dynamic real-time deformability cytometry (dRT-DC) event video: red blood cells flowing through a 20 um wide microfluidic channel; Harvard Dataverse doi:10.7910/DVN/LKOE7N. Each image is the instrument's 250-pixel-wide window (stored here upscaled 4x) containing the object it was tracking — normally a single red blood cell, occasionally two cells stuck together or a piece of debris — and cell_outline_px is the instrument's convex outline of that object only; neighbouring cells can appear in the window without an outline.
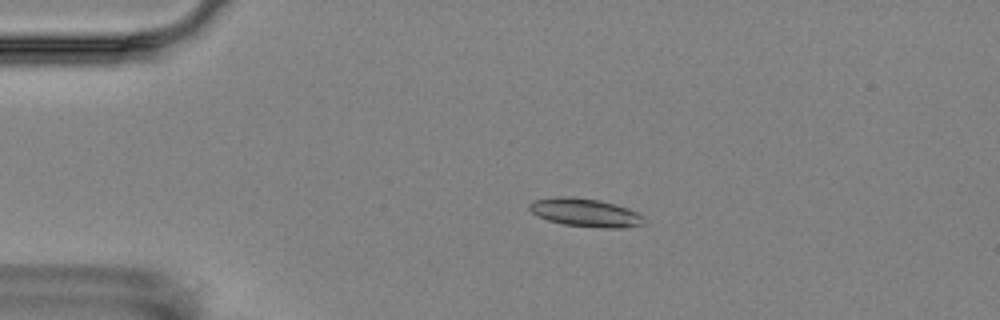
{"species": "Egyptian fruit bat (a non-hibernating species)", "species_latin": "Rousettus aegyptiacus", "temperature_condition": "room temperature", "stored_images_in_passage": 8, "camera_frame_rate_fps": 3000, "um_per_image_px": 0.085, "animal": {"sex": "female"}, "frame": {"image": 1, "passage_image": 4, "time_ms": 3.667, "image_size_px": [1000, 320], "cell_outline_px": [[644, 224], [624, 228], [608, 228], [564, 224], [548, 220], [536, 216], [528, 208], [528, 204], [532, 200], [556, 196], [572, 196], [600, 200], [628, 208], [644, 216]], "centroid_in_image_um": [49.73, 18.05], "position_along_channel_um": 35.3, "area_um2": 19.02}}
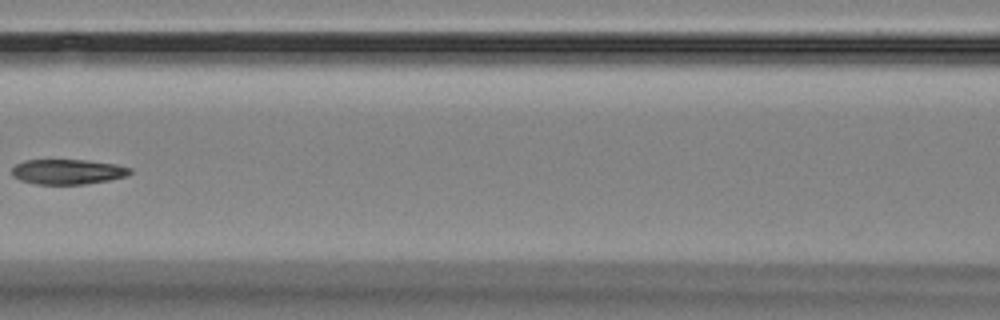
{"frame": {"image": 2, "passage_image": 8, "time_ms": 8.333, "image_size_px": [1000, 320], "cell_outline_px": [[132, 172], [124, 176], [108, 180], [84, 184], [36, 184], [20, 180], [12, 176], [12, 168], [16, 164], [24, 160], [88, 160], [116, 164], [132, 168]], "centroid_in_image_um": [5.74, 14.59], "position_along_channel_um": 160.9, "area_um2": 17.22}}